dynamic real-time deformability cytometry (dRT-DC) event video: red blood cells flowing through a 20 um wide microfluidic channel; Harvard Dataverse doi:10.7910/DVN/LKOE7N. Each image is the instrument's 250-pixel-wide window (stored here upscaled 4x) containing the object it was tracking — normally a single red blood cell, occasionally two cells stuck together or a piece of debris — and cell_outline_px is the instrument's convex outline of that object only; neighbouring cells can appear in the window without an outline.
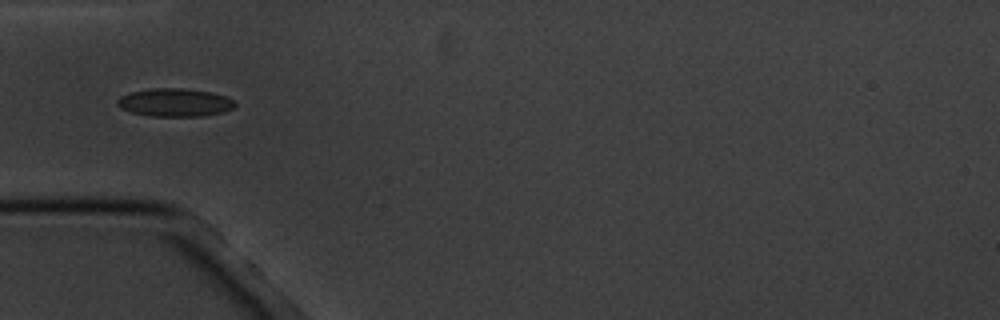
{"species": "common noctule bat (a hibernating species)", "species_latin": "Nyctalus noctula", "temperature_condition": "cold", "stored_images_in_passage": 7, "camera_frame_rate_fps": 3000, "um_per_image_px": 0.085, "animal": {"sex": "male", "body_mass_g": 20.1, "forearm_length_mm": 53.5}, "frame": {"image": 1, "passage_image": 6, "time_ms": 6.333, "image_size_px": [1000, 320], "cell_outline_px": [[236, 104], [232, 108], [224, 112], [200, 116], [148, 116], [132, 112], [120, 108], [116, 104], [116, 100], [120, 96], [132, 92], [152, 88], [184, 88], [212, 92], [224, 96], [232, 100]], "centroid_in_image_um": [14.83, 8.71], "position_along_channel_um": 70.2, "area_um2": 19.25}}
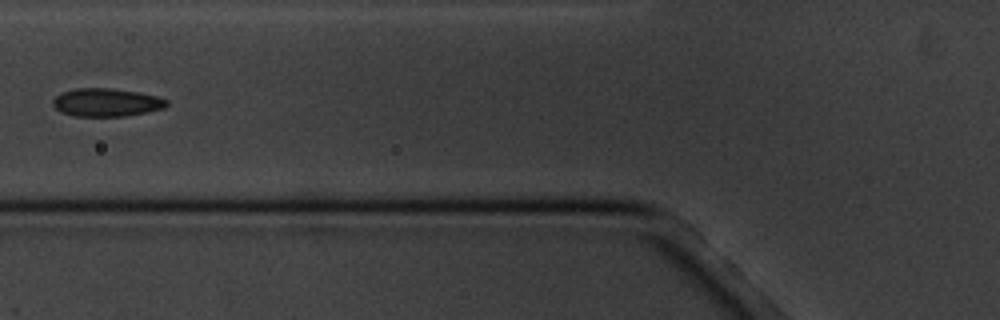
{"frame": {"image": 2, "passage_image": 7, "time_ms": 7.667, "image_size_px": [1000, 320], "cell_outline_px": [[168, 104], [164, 108], [148, 112], [124, 116], [76, 116], [60, 112], [52, 104], [52, 100], [56, 96], [64, 92], [76, 88], [112, 88], [140, 92], [156, 96], [168, 100]], "centroid_in_image_um": [9.06, 8.7], "position_along_channel_um": 116.7, "area_um2": 18.67}}